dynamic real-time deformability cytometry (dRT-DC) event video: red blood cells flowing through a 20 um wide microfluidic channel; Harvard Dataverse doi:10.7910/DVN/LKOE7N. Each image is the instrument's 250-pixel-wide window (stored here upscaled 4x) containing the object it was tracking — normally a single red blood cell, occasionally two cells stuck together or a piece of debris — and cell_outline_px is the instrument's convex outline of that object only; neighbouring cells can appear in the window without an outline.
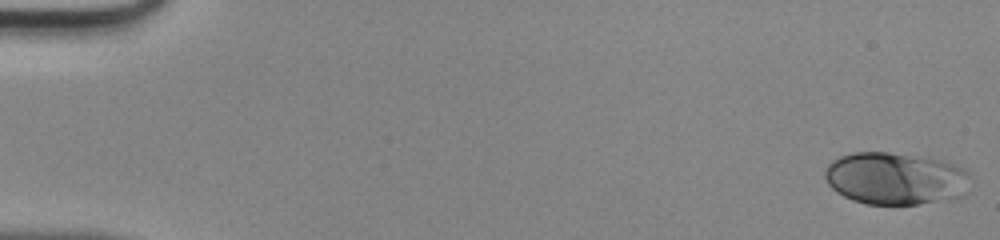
{"species": "human", "species_latin": "Homo sapiens", "temperature_condition": "room temperature", "stored_images_in_passage": 48, "camera_frame_rate_fps": 3000, "um_per_image_px": 0.085, "donor": {"sex": "male"}, "frame": {"image": 1, "passage_image": 1, "time_ms": 0.0, "image_size_px": [1000, 240], "cell_outline_px": [[968, 192], [964, 196], [956, 200], [916, 204], [864, 204], [852, 200], [836, 192], [828, 184], [824, 176], [824, 172], [828, 164], [832, 160], [840, 156], [852, 152], [888, 152], [932, 156], [944, 160], [964, 168], [968, 172]], "centroid_in_image_um": [76.16, 15.16], "position_along_channel_um": 8.8, "area_um2": 45.49}}
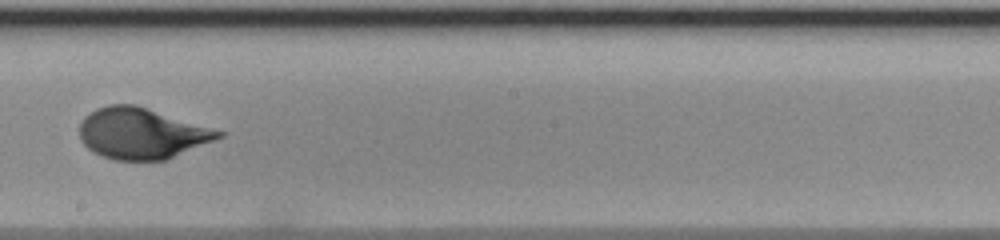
{"frame": {"image": 2, "passage_image": 28, "time_ms": 9.0, "image_size_px": [1000, 240], "cell_outline_px": [[228, 132], [224, 136], [168, 160], [112, 160], [88, 148], [80, 140], [80, 124], [84, 116], [96, 108], [108, 104], [136, 104]], "centroid_in_image_um": [12.08, 11.33], "position_along_channel_um": 236.1, "area_um2": 41.67}}
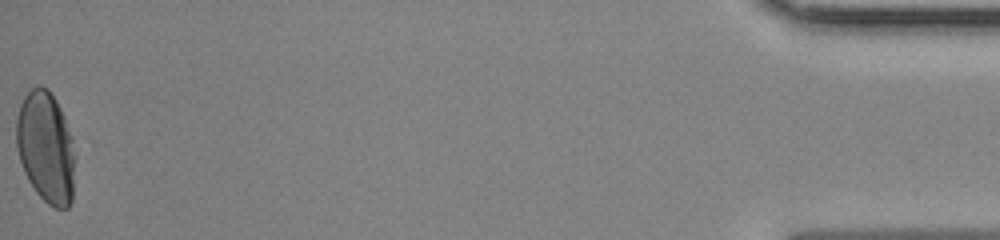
{"frame": {"image": 3, "passage_image": 48, "time_ms": 15.667, "image_size_px": [1000, 240], "cell_outline_px": [[76, 156], [72, 200], [68, 208], [56, 208], [48, 204], [36, 192], [28, 180], [24, 172], [16, 148], [16, 116], [20, 104], [24, 96], [32, 88], [40, 84], [48, 88], [56, 100], [64, 116], [72, 136], [76, 152]], "centroid_in_image_um": [3.91, 12.51], "position_along_channel_um": 431.3, "area_um2": 38.78}}